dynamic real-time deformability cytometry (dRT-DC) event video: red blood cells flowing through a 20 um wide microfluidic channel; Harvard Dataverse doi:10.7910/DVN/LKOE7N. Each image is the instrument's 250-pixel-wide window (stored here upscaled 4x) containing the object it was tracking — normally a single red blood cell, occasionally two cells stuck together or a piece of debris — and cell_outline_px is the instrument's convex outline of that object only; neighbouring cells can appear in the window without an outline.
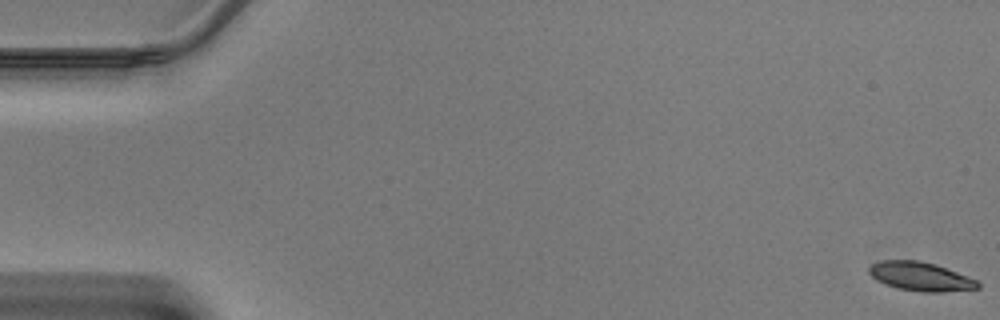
{"species": "Egyptian fruit bat (a non-hibernating species)", "species_latin": "Rousettus aegyptiacus", "temperature_condition": "warm", "stored_images_in_passage": 46, "camera_frame_rate_fps": 3000, "um_per_image_px": 0.085, "animal": {"sex": "male"}, "frame": {"image": 1, "passage_image": 1, "time_ms": 0.0, "image_size_px": [1000, 320], "cell_outline_px": [[980, 288], [944, 292], [920, 292], [896, 288], [884, 284], [876, 280], [868, 272], [868, 268], [872, 264], [880, 260], [920, 260], [936, 264], [968, 276], [976, 280], [980, 284]], "centroid_in_image_um": [78.23, 23.5], "position_along_channel_um": 6.8, "area_um2": 18.5}}
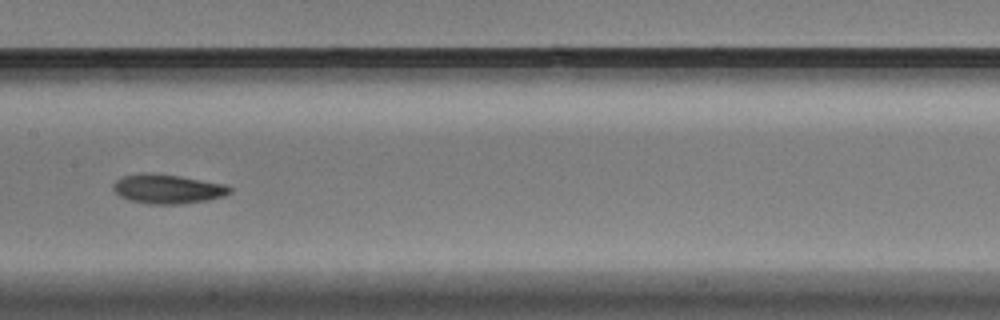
{"frame": {"image": 2, "passage_image": 24, "time_ms": 7.667, "image_size_px": [1000, 320], "cell_outline_px": [[232, 192], [224, 196], [208, 200], [180, 204], [148, 204], [128, 200], [120, 196], [112, 188], [112, 184], [116, 180], [124, 176], [140, 172], [152, 172], [180, 176], [224, 184], [232, 188]], "centroid_in_image_um": [14.23, 16.05], "position_along_channel_um": 193.2, "area_um2": 20.11}}
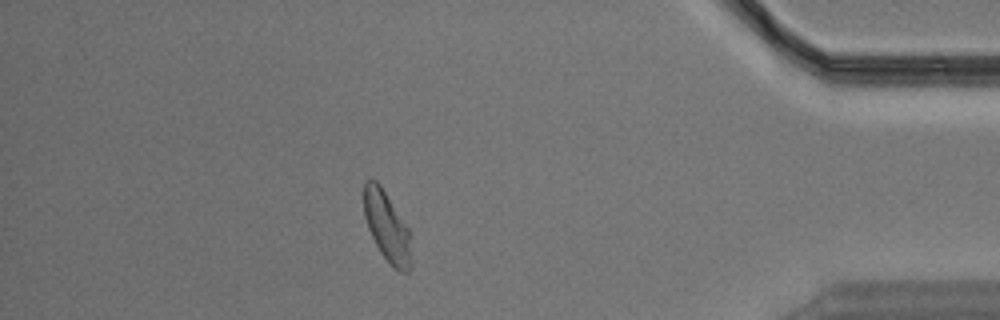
{"frame": {"image": 3, "passage_image": 41, "time_ms": 13.333, "image_size_px": [1000, 320], "cell_outline_px": [[412, 268], [408, 272], [400, 272], [392, 268], [380, 252], [368, 228], [364, 216], [364, 180], [376, 180], [380, 184], [408, 228], [412, 236]], "centroid_in_image_um": [32.93, 19.34], "position_along_channel_um": 402.3, "area_um2": 19.65}}